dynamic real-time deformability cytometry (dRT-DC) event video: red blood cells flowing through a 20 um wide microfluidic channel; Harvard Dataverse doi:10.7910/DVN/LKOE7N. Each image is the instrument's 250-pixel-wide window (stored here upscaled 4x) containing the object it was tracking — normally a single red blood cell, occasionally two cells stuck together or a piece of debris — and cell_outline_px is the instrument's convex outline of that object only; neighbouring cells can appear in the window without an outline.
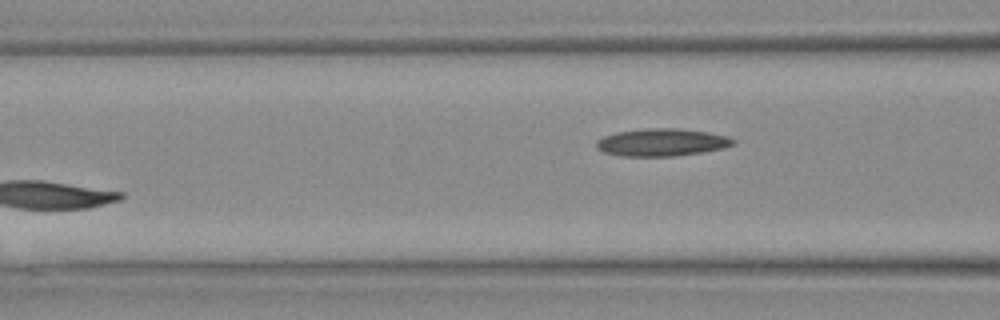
{"species": "Egyptian fruit bat (a non-hibernating species)", "species_latin": "Rousettus aegyptiacus", "temperature_condition": "warm", "stored_images_in_passage": 9, "segment_of_instrument_passage": [2, 2], "camera_frame_rate_fps": 3000, "um_per_image_px": 0.085, "animal": {"sex": "female"}, "frame": {"image": 1, "passage_image": 9, "time_ms": 2.667, "image_size_px": [1000, 320], "cell_outline_px": [[736, 144], [724, 148], [700, 152], [672, 156], [624, 156], [604, 152], [596, 148], [596, 140], [604, 136], [616, 132], [648, 128], [680, 128], [708, 132], [728, 136], [736, 140]], "centroid_in_image_um": [56.27, 12.09], "position_along_channel_um": 110.3, "area_um2": 21.96}}